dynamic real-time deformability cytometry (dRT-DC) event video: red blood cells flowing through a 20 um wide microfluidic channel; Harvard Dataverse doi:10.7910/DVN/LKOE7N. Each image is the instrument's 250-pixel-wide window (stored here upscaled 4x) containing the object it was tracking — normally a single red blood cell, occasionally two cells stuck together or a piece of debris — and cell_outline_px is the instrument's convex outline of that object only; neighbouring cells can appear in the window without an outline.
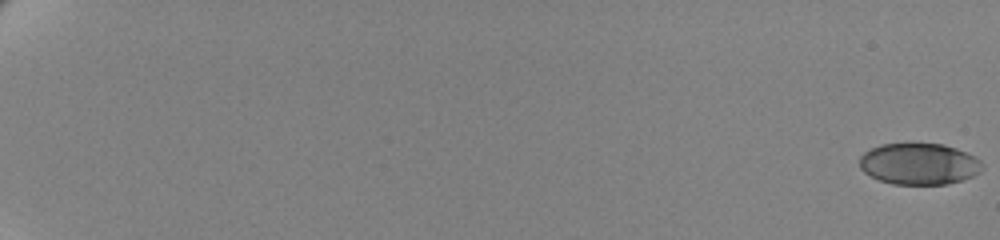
{"species": "human", "species_latin": "Homo sapiens", "temperature_condition": "cold", "stored_images_in_passage": 63, "camera_frame_rate_fps": 3000, "um_per_image_px": 0.085, "donor": {"sex": "female"}, "frame": {"image": 1, "passage_image": 1, "time_ms": 0.0, "image_size_px": [1000, 240], "cell_outline_px": [[984, 168], [980, 172], [972, 176], [948, 184], [892, 184], [880, 180], [864, 172], [860, 168], [860, 156], [864, 152], [872, 148], [884, 144], [944, 144], [956, 148], [980, 160], [984, 164]], "centroid_in_image_um": [78.13, 13.94], "position_along_channel_um": 6.9, "area_um2": 29.42}}
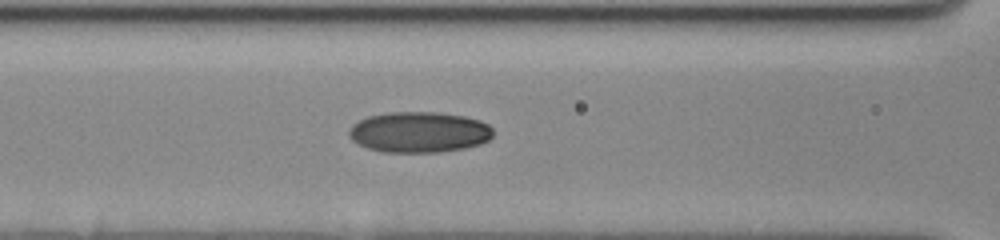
{"frame": {"image": 2, "passage_image": 32, "time_ms": 10.333, "image_size_px": [1000, 240], "cell_outline_px": [[492, 136], [488, 140], [480, 144], [464, 148], [440, 152], [384, 152], [368, 148], [352, 140], [348, 136], [348, 132], [352, 124], [368, 116], [388, 112], [436, 112], [464, 116], [480, 120], [488, 124], [492, 128]], "centroid_in_image_um": [35.62, 11.23], "position_along_channel_um": 131.0, "area_um2": 34.28}}
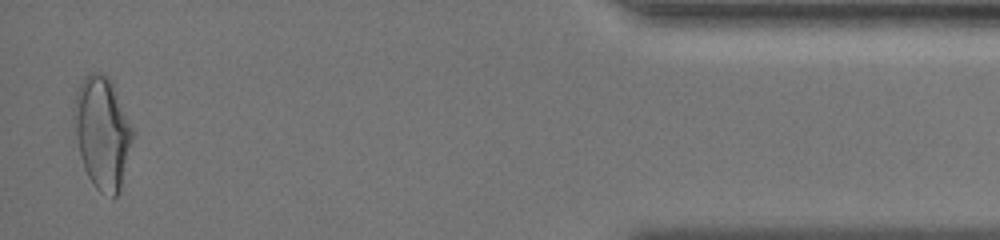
{"frame": {"image": 3, "passage_image": 62, "time_ms": 20.333, "image_size_px": [1000, 240], "cell_outline_px": [[132, 136], [120, 192], [112, 200], [100, 192], [92, 184], [84, 168], [80, 156], [72, 120], [72, 108], [76, 92], [84, 76], [92, 72], [104, 72], [108, 76], [116, 92], [132, 128]], "centroid_in_image_um": [8.64, 11.29], "position_along_channel_um": 426.6, "area_um2": 38.26}, "authors_computed_cell_mechanics": {"area_um2": 32.079, "velocity_mm_per_s": 3.496, "shape_relaxation_time_tau1_ms": 10.6957, "shape_relaxation_time_tau2_ms": 2.0588, "deformation_change_tau1": 0.2169, "deformation_change_tau2": 0.0575}}